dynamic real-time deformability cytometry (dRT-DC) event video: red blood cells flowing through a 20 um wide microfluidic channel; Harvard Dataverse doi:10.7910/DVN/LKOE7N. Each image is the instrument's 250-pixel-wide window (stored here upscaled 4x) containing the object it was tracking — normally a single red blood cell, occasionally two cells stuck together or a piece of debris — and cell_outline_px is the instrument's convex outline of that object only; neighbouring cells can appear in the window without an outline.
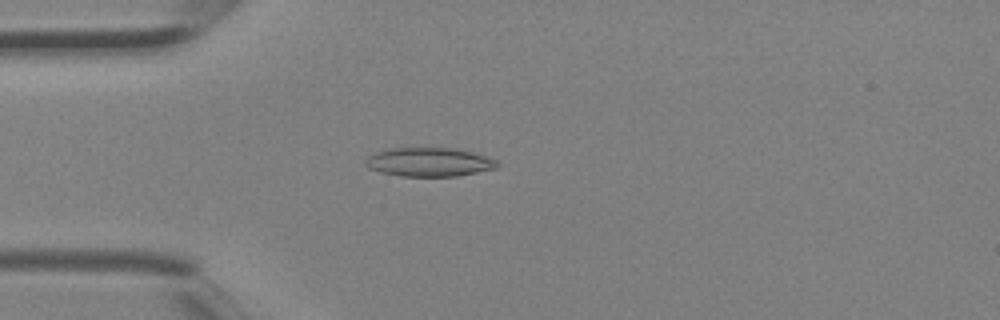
{"species": "Egyptian fruit bat (a non-hibernating species)", "species_latin": "Rousettus aegyptiacus", "temperature_condition": "room temperature", "stored_images_in_passage": 2, "camera_frame_rate_fps": 3000, "um_per_image_px": 0.085, "animal": {"sex": "female"}, "frame": {"image": 1, "passage_image": 2, "time_ms": 0.333, "image_size_px": [1000, 320], "cell_outline_px": [[500, 164], [496, 168], [456, 176], [400, 176], [380, 172], [368, 168], [364, 164], [364, 160], [368, 156], [376, 152], [388, 148], [456, 148], [472, 152], [496, 160]], "centroid_in_image_um": [36.43, 13.77], "position_along_channel_um": 48.6, "area_um2": 22.14}}